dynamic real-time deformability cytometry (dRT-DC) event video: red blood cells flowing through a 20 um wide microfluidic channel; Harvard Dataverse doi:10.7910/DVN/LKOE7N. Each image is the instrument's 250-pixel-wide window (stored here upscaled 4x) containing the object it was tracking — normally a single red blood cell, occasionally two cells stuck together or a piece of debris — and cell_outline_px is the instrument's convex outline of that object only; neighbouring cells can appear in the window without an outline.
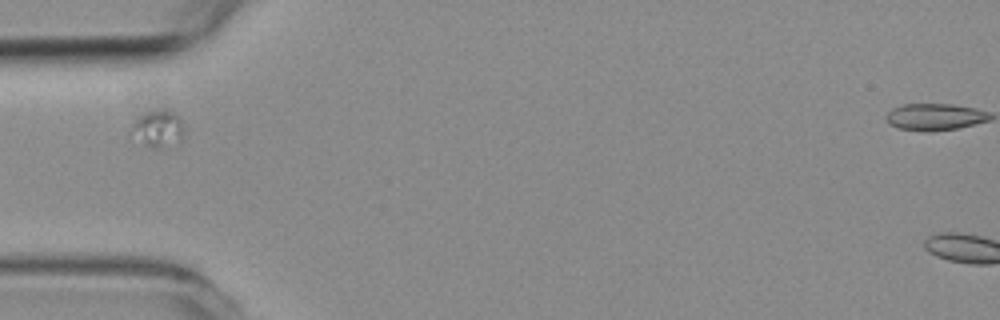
{"species": "common noctule bat (a hibernating species)", "species_latin": "Nyctalus noctula", "temperature_condition": "room temperature", "stored_images_in_passage": 6, "camera_frame_rate_fps": 3000, "um_per_image_px": 0.085, "animal": {"sex": "female", "body_mass_g": 19.3, "forearm_length_mm": 54.1}, "frame": {"image": 1, "passage_image": 1, "time_ms": 0.0, "image_size_px": [1000, 320], "cell_outline_px": [[184, 132], [180, 140], [160, 148], [156, 148], [128, 140], [128, 128], [140, 116], [148, 112], [168, 108], [176, 112], [180, 116], [184, 124]], "centroid_in_image_um": [13.36, 10.93], "position_along_channel_um": 71.6, "area_um2": 11.96}}